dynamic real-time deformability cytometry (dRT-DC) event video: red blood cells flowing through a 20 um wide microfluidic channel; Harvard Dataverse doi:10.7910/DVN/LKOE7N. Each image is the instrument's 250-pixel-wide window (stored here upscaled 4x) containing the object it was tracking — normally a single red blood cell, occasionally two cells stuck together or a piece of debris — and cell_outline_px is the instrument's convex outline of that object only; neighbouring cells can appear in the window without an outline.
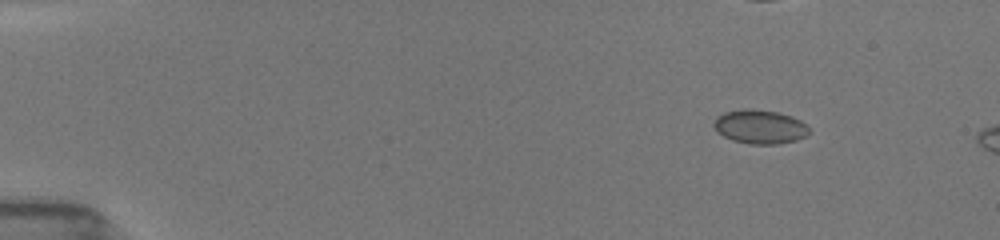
{"species": "common noctule bat (a hibernating species)", "species_latin": "Nyctalus noctula", "temperature_condition": "room temperature", "stored_images_in_passage": 10, "camera_frame_rate_fps": 3000, "um_per_image_px": 0.085, "animal": {"sex": "female", "body_mass_g": 19.5, "forearm_length_mm": 54.1}, "frame": {"image": 1, "passage_image": 4, "time_ms": 1.0, "image_size_px": [1000, 240], "cell_outline_px": [[808, 132], [804, 136], [796, 140], [776, 144], [748, 144], [732, 140], [716, 132], [712, 124], [716, 116], [724, 112], [744, 108], [748, 108], [776, 112], [792, 116], [800, 120], [808, 128]], "centroid_in_image_um": [64.52, 10.77], "position_along_channel_um": 20.5, "area_um2": 18.84}}